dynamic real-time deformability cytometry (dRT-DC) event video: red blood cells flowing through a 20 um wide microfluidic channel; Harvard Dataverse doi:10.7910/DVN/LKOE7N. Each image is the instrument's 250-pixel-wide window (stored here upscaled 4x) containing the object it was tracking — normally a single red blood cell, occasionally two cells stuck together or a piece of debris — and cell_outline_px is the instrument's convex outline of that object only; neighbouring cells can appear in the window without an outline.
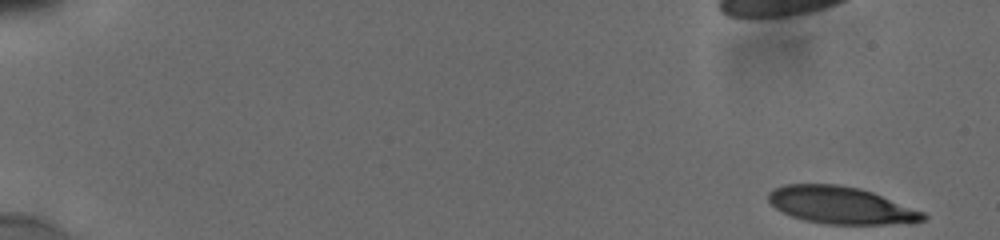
{"species": "human", "species_latin": "Homo sapiens", "temperature_condition": "cold", "stored_images_in_passage": 46, "camera_frame_rate_fps": 3000, "um_per_image_px": 0.085, "donor": {"sex": "male"}, "frame": {"image": 1, "passage_image": 1, "time_ms": 0.0, "image_size_px": [1000, 240], "cell_outline_px": [[928, 216], [924, 220], [916, 224], [832, 224], [804, 220], [792, 216], [776, 208], [768, 200], [768, 192], [772, 188], [784, 184], [840, 184], [860, 188], [872, 192], [924, 212]], "centroid_in_image_um": [71.51, 17.44], "position_along_channel_um": 13.5, "area_um2": 33.7}}
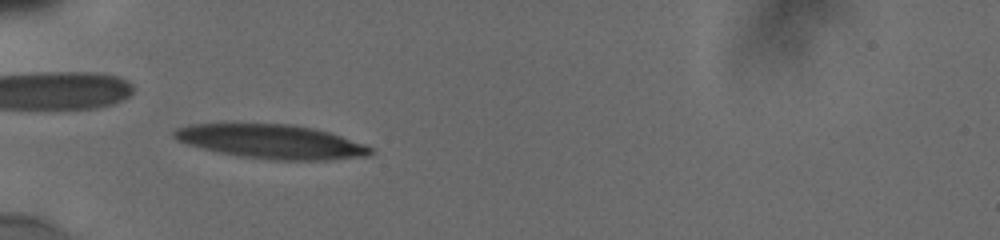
{"frame": {"image": 2, "passage_image": 26, "time_ms": 5.667, "image_size_px": [1000, 240], "cell_outline_px": [[372, 152], [368, 156], [328, 160], [272, 160], [240, 156], [220, 152], [188, 144], [176, 140], [172, 136], [172, 132], [176, 128], [188, 124], [292, 124], [312, 128], [328, 132], [364, 144], [372, 148]], "centroid_in_image_um": [23.05, 12.03], "position_along_channel_um": 62.0, "area_um2": 38.73}}
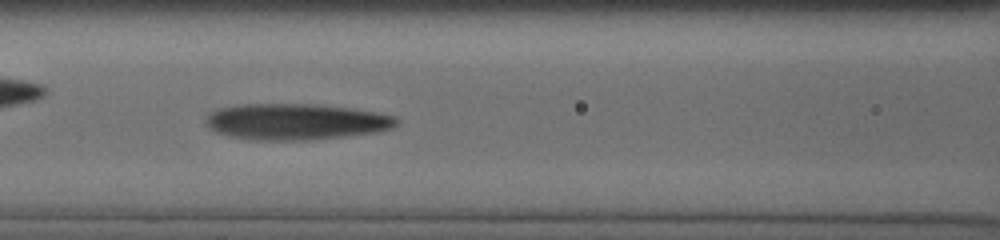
{"frame": {"image": 3, "passage_image": 41, "time_ms": 8.0, "image_size_px": [1000, 240], "cell_outline_px": [[396, 124], [392, 128], [376, 132], [316, 140], [256, 140], [228, 136], [216, 132], [204, 124], [204, 120], [212, 112], [220, 108], [240, 104], [316, 104], [348, 108], [376, 112], [396, 116]], "centroid_in_image_um": [25.13, 10.35], "position_along_channel_um": 141.5, "area_um2": 40.23}}